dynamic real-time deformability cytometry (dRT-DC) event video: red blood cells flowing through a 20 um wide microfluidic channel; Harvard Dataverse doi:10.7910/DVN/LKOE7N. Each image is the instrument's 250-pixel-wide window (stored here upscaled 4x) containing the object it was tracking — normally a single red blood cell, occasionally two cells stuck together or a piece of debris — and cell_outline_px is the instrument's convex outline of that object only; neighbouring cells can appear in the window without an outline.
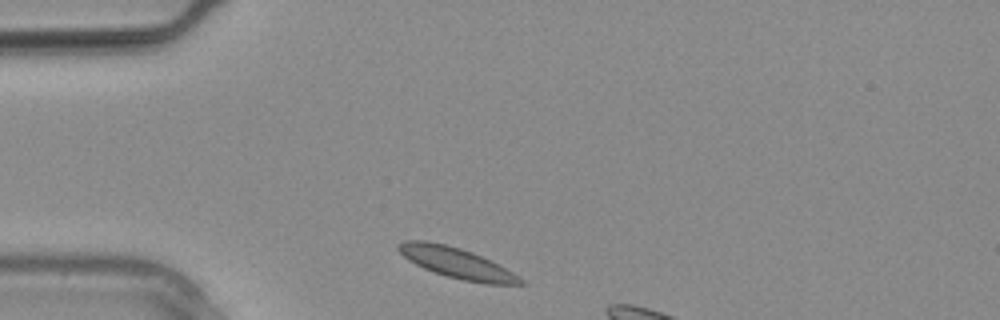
{"species": "common noctule bat (a hibernating species)", "species_latin": "Nyctalus noctula", "temperature_condition": "warm", "stored_images_in_passage": 3, "camera_frame_rate_fps": 3000, "um_per_image_px": 0.085, "animal": {"sex": "male", "body_mass_g": 20.4}, "frame": {"image": 1, "passage_image": 1, "time_ms": 0.0, "image_size_px": [1000, 320], "cell_outline_px": [[528, 284], [484, 284], [464, 280], [448, 276], [424, 268], [408, 260], [396, 248], [404, 240], [424, 240], [444, 244], [460, 248], [472, 252], [512, 272], [524, 280]], "centroid_in_image_um": [38.81, 22.35], "position_along_channel_um": 46.2, "area_um2": 21.21}}